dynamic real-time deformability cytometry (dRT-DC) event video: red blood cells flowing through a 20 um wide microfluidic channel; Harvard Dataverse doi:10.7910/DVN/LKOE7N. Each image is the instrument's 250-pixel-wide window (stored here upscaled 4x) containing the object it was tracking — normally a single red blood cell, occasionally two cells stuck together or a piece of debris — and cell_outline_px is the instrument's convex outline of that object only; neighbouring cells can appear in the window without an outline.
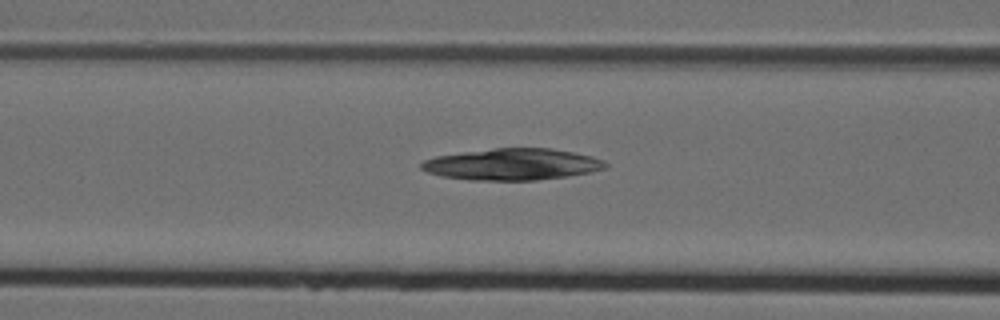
{"species": "Egyptian fruit bat (a non-hibernating species)", "species_latin": "Rousettus aegyptiacus", "temperature_condition": "cold", "stored_images_in_passage": 4, "camera_frame_rate_fps": 3000, "um_per_image_px": 0.085, "animal": {"sex": "female"}, "frame": {"image": 1, "passage_image": 3, "time_ms": 0.667, "image_size_px": [1000, 320], "cell_outline_px": [[608, 164], [604, 168], [592, 172], [568, 176], [536, 180], [468, 180], [440, 176], [428, 172], [420, 168], [420, 164], [424, 160], [436, 156], [492, 148], [552, 148], [592, 156], [604, 160]], "centroid_in_image_um": [43.54, 13.97], "position_along_channel_um": 123.1, "area_um2": 33.87}}